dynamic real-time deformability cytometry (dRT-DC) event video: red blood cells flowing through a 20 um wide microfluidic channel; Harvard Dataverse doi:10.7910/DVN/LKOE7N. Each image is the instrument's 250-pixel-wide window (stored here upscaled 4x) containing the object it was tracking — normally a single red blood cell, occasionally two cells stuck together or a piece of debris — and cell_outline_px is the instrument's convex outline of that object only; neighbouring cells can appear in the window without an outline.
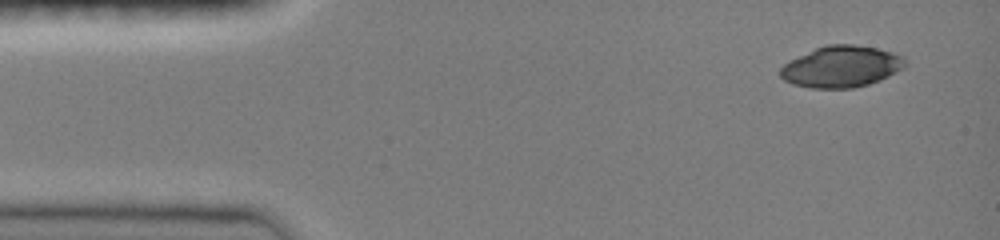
{"species": "common noctule bat (a hibernating species)", "species_latin": "Nyctalus noctula", "temperature_condition": "room temperature", "stored_images_in_passage": 44, "camera_frame_rate_fps": 3000, "um_per_image_px": 0.085, "animal": {"sex": "female", "body_mass_g": 19.0, "forearm_length_mm": 51.5}, "frame": {"image": 1, "passage_image": 1, "time_ms": 0.0, "image_size_px": [1000, 240], "cell_outline_px": [[904, 68], [880, 80], [868, 84], [852, 88], [812, 88], [792, 84], [784, 80], [780, 76], [780, 68], [784, 64], [816, 48], [828, 44], [856, 44], [876, 48], [892, 52], [904, 56]], "centroid_in_image_um": [71.52, 5.66], "position_along_channel_um": 13.5, "area_um2": 29.88}}